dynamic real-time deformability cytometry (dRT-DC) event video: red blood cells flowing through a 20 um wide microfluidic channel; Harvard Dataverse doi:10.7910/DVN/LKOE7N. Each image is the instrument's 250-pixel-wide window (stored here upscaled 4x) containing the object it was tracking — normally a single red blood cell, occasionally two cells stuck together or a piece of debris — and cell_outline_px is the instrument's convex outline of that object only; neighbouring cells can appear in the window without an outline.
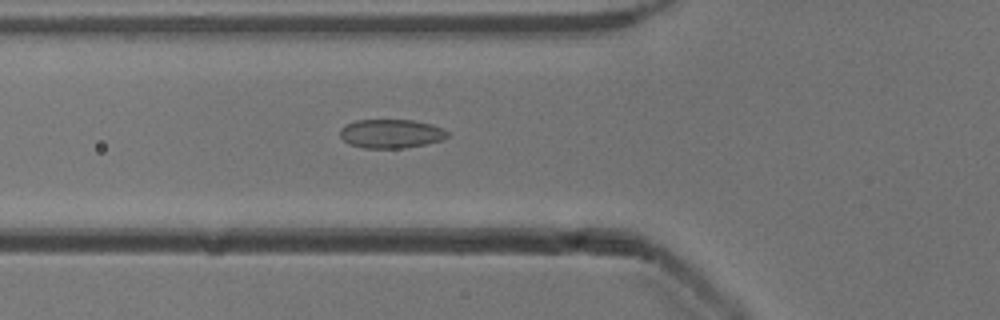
{"species": "common noctule bat (a hibernating species)", "species_latin": "Nyctalus noctula", "temperature_condition": "cold", "stored_images_in_passage": 51, "camera_frame_rate_fps": 3000, "um_per_image_px": 0.085, "animal": {"sex": "male", "body_mass_g": 13.3}, "frame": {"image": 1, "passage_image": 17, "time_ms": 5.333, "image_size_px": [1000, 320], "cell_outline_px": [[448, 136], [444, 140], [404, 148], [364, 148], [348, 144], [340, 136], [340, 128], [344, 124], [356, 120], [412, 120], [432, 124], [444, 128], [448, 132]], "centroid_in_image_um": [33.23, 11.36], "position_along_channel_um": 92.6, "area_um2": 18.26}}
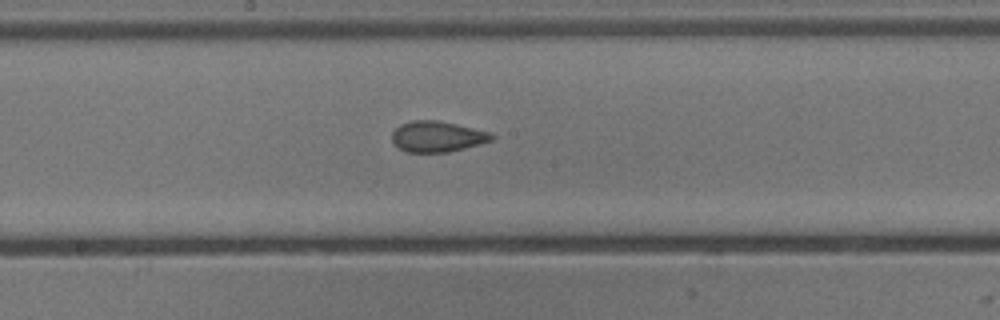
{"frame": {"image": 2, "passage_image": 26, "time_ms": 8.333, "image_size_px": [1000, 320], "cell_outline_px": [[496, 136], [492, 140], [464, 148], [448, 152], [408, 152], [400, 148], [392, 140], [392, 132], [400, 124], [412, 120], [436, 120], [456, 124], [488, 132]], "centroid_in_image_um": [37.15, 11.6], "position_along_channel_um": 211.1, "area_um2": 17.63}}
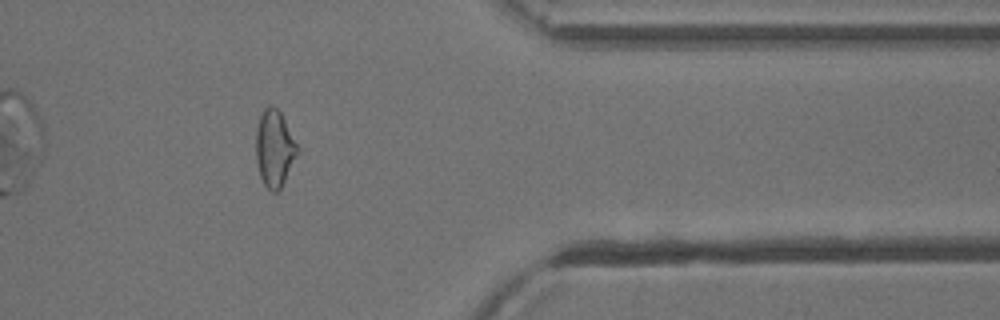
{"frame": {"image": 3, "passage_image": 41, "time_ms": 13.333, "image_size_px": [1000, 320], "cell_outline_px": [[300, 152], [280, 188], [276, 192], [272, 192], [264, 184], [260, 176], [256, 160], [256, 128], [260, 116], [264, 108], [268, 104], [272, 104], [280, 112]], "centroid_in_image_um": [23.32, 12.61], "position_along_channel_um": 388.1, "area_um2": 18.38}, "authors_computed_cell_mechanics": {"area_um2": 18.6116, "velocity_mm_per_s": 3.9206, "shape_relaxation_time_tau1_ms": null, "shape_relaxation_time_tau2_ms": 1.7568, "deformation_change_tau1": null, "deformation_change_tau2": 0.0709}}